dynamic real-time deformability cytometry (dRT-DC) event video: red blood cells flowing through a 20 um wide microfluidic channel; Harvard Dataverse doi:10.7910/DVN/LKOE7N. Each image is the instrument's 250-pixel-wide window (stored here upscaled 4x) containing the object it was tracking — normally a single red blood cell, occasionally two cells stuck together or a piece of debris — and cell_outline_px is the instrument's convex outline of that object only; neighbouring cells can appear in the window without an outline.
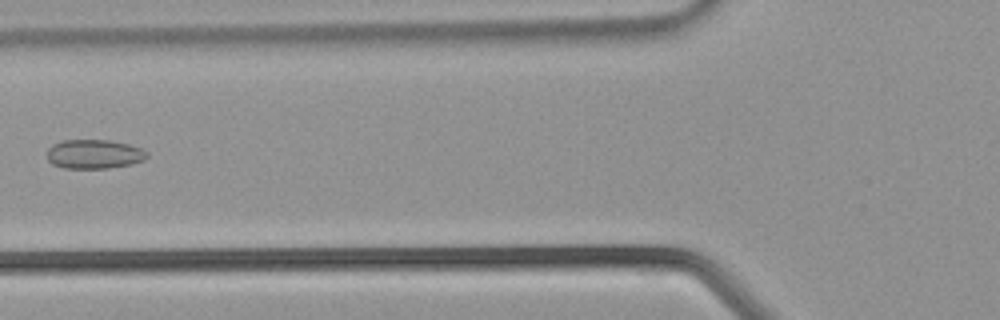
{"species": "common noctule bat (a hibernating species)", "species_latin": "Nyctalus noctula", "temperature_condition": "warm", "stored_images_in_passage": 37, "camera_frame_rate_fps": 3000, "um_per_image_px": 0.085, "animal": {"sex": "male", "body_mass_g": 21.5, "forearm_length_mm": 52.0}, "frame": {"image": 1, "passage_image": 14, "time_ms": 4.333, "image_size_px": [1000, 320], "cell_outline_px": [[148, 156], [144, 160], [132, 164], [108, 168], [64, 168], [52, 164], [48, 160], [48, 148], [52, 144], [64, 140], [108, 140], [128, 144], [140, 148], [148, 152]], "centroid_in_image_um": [8.0, 13.1], "position_along_channel_um": 117.8, "area_um2": 16.99}}
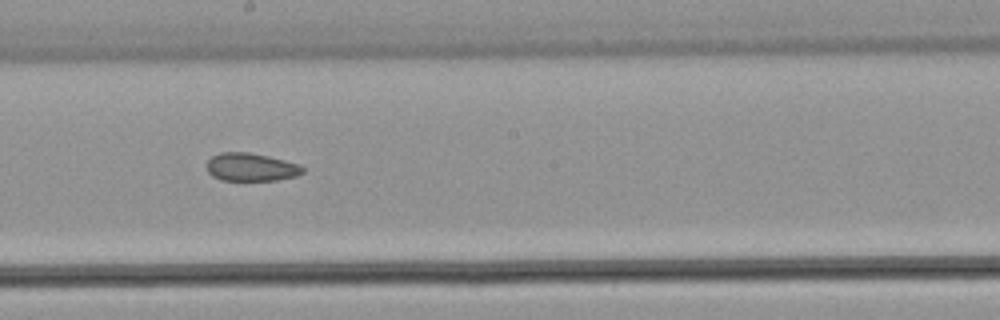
{"frame": {"image": 2, "passage_image": 20, "time_ms": 6.333, "image_size_px": [1000, 320], "cell_outline_px": [[304, 172], [296, 176], [276, 180], [220, 180], [212, 176], [208, 172], [208, 160], [212, 156], [220, 152], [248, 152], [268, 156], [284, 160], [296, 164], [304, 168]], "centroid_in_image_um": [21.32, 14.2], "position_along_channel_um": 226.9, "area_um2": 15.55}}
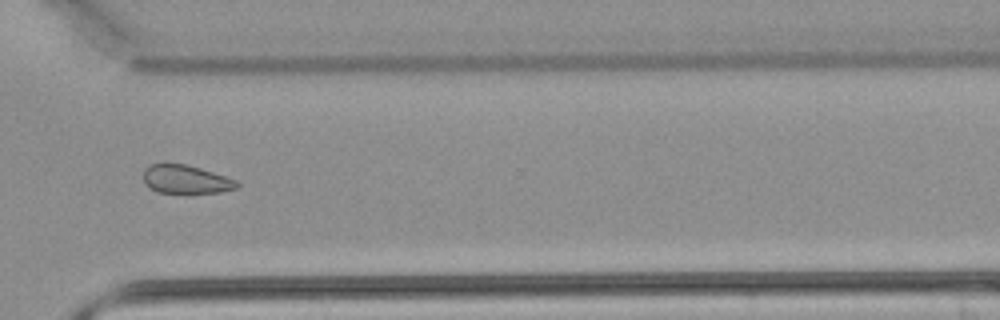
{"frame": {"image": 3, "passage_image": 27, "time_ms": 8.667, "image_size_px": [1000, 320], "cell_outline_px": [[240, 184], [236, 188], [220, 192], [188, 196], [156, 192], [148, 188], [144, 184], [144, 168], [148, 164], [188, 164], [236, 180]], "centroid_in_image_um": [15.76, 15.3], "position_along_channel_um": 354.8, "area_um2": 16.3}}